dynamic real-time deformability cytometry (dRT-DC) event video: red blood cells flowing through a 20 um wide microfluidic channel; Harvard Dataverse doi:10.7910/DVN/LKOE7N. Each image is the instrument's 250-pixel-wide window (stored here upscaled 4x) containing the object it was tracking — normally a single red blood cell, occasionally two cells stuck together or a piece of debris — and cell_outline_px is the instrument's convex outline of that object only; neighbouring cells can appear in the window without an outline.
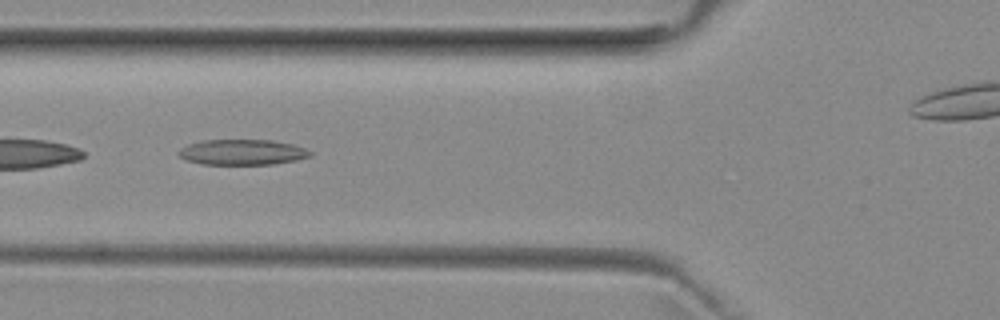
{"species": "common noctule bat (a hibernating species)", "species_latin": "Nyctalus noctula", "temperature_condition": "room temperature", "stored_images_in_passage": 37, "camera_frame_rate_fps": 3000, "um_per_image_px": 0.085, "animal": {"sex": "female", "body_mass_g": 29.2, "forearm_length_mm": 56.3}, "frame": {"image": 1, "passage_image": 11, "time_ms": 3.333, "image_size_px": [1000, 320], "cell_outline_px": [[312, 156], [296, 160], [272, 164], [204, 164], [188, 160], [180, 156], [176, 152], [180, 148], [188, 144], [204, 140], [272, 140], [292, 144], [304, 148], [312, 152]], "centroid_in_image_um": [20.6, 12.93], "position_along_channel_um": 105.2, "area_um2": 19.42}}
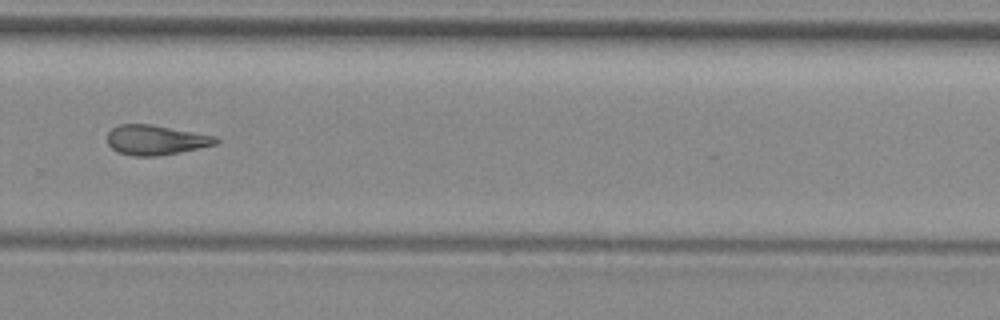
{"frame": {"image": 2, "passage_image": 27, "time_ms": 8.667, "image_size_px": [1000, 320], "cell_outline_px": [[220, 140], [216, 144], [180, 152], [160, 156], [132, 156], [120, 152], [112, 148], [108, 144], [108, 132], [112, 128], [120, 124], [152, 124], [216, 136]], "centroid_in_image_um": [13.25, 11.89], "position_along_channel_um": 316.6, "area_um2": 18.84}, "authors_computed_cell_mechanics": {"area_um2": 19.4208, "velocity_mm_per_s": 3.9667, "shape_relaxation_time_tau1_ms": null, "shape_relaxation_time_tau2_ms": 9.1234, "deformation_change_tau1": null, "deformation_change_tau2": 0.2305}}